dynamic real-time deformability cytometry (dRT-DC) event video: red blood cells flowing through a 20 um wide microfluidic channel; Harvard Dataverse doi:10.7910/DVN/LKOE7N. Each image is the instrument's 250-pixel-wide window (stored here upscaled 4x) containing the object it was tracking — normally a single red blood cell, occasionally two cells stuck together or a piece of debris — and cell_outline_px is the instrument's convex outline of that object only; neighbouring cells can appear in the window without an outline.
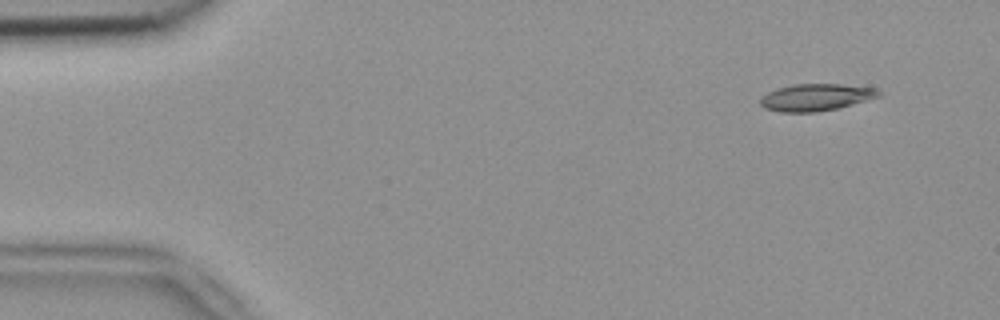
{"species": "common noctule bat (a hibernating species)", "species_latin": "Nyctalus noctula", "temperature_condition": "room temperature", "stored_images_in_passage": 4, "camera_frame_rate_fps": 3000, "um_per_image_px": 0.085, "animal": {"sex": "female", "body_mass_g": 18.4}, "frame": {"image": 1, "passage_image": 1, "time_ms": 0.0, "image_size_px": [1000, 320], "cell_outline_px": [[880, 96], [852, 104], [836, 108], [816, 112], [780, 112], [764, 108], [760, 104], [760, 96], [776, 88], [792, 84], [840, 84], [876, 88], [880, 92]], "centroid_in_image_um": [69.3, 8.26], "position_along_channel_um": 15.7, "area_um2": 18.61}}